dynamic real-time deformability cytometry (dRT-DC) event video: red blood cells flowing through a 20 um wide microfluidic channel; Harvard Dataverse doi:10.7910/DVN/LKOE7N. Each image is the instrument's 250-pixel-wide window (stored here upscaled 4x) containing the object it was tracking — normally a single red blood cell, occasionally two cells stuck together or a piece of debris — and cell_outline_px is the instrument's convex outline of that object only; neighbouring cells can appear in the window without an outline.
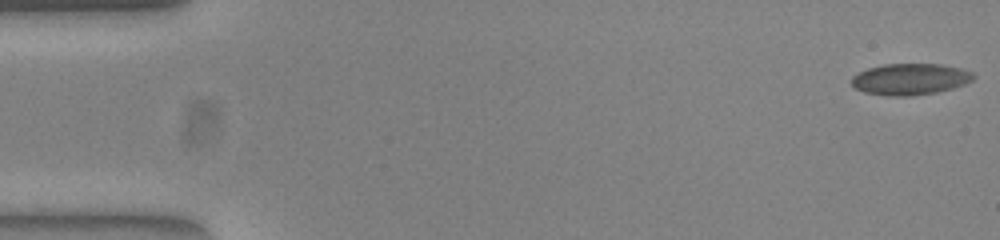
{"species": "common noctule bat (a hibernating species)", "species_latin": "Nyctalus noctula", "temperature_condition": "warm", "stored_images_in_passage": 52, "camera_frame_rate_fps": 3000, "um_per_image_px": 0.085, "animal": {"sex": "female", "body_mass_g": 23.0, "forearm_length_mm": 53.4}, "frame": {"image": 1, "passage_image": 1, "time_ms": 0.0, "image_size_px": [1000, 240], "cell_outline_px": [[976, 76], [972, 80], [964, 84], [952, 88], [936, 92], [912, 96], [888, 96], [864, 92], [856, 88], [852, 84], [852, 76], [868, 68], [884, 64], [940, 64], [960, 68], [972, 72]], "centroid_in_image_um": [77.37, 6.73], "position_along_channel_um": 7.6, "area_um2": 22.2}}
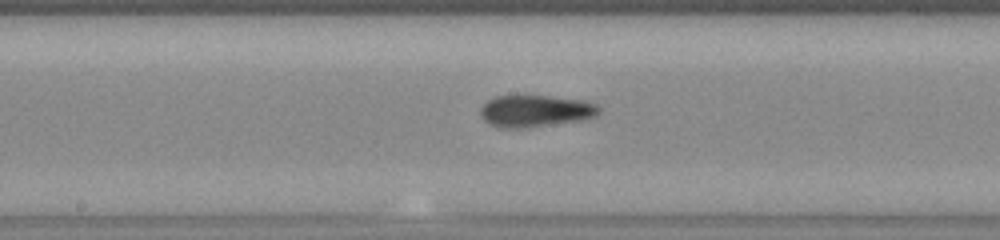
{"frame": {"image": 2, "passage_image": 27, "time_ms": 8.667, "image_size_px": [1000, 240], "cell_outline_px": [[600, 112], [596, 116], [584, 120], [524, 128], [500, 128], [488, 124], [480, 116], [480, 108], [488, 100], [496, 96], [548, 96], [584, 100], [596, 104], [600, 108]], "centroid_in_image_um": [45.51, 9.45], "position_along_channel_um": 202.7, "area_um2": 22.2}}
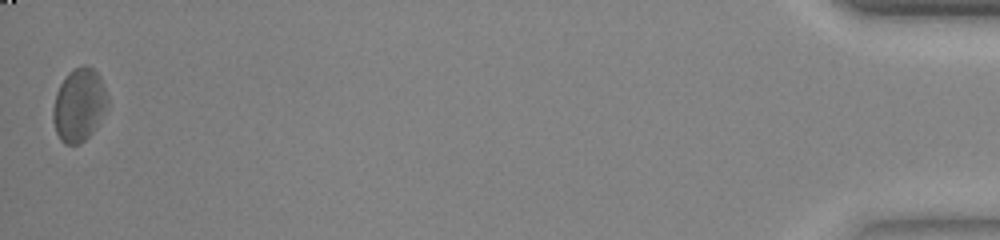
{"frame": {"image": 3, "passage_image": 52, "time_ms": 17.0, "image_size_px": [1000, 240], "cell_outline_px": [[108, 108], [100, 124], [80, 144], [64, 144], [60, 140], [56, 132], [52, 120], [52, 108], [56, 92], [60, 84], [68, 72], [72, 68], [84, 64], [92, 68], [100, 76], [108, 96]], "centroid_in_image_um": [6.73, 8.92], "position_along_channel_um": 428.5, "area_um2": 23.76}, "authors_computed_cell_mechanics": {"area_um2": 21.7617, "velocity_mm_per_s": 3.8932, "shape_relaxation_time_tau1_ms": 10.5547, "shape_relaxation_time_tau2_ms": 4.4399, "deformation_change_tau1": 0.2113, "deformation_change_tau2": 0.1018}}